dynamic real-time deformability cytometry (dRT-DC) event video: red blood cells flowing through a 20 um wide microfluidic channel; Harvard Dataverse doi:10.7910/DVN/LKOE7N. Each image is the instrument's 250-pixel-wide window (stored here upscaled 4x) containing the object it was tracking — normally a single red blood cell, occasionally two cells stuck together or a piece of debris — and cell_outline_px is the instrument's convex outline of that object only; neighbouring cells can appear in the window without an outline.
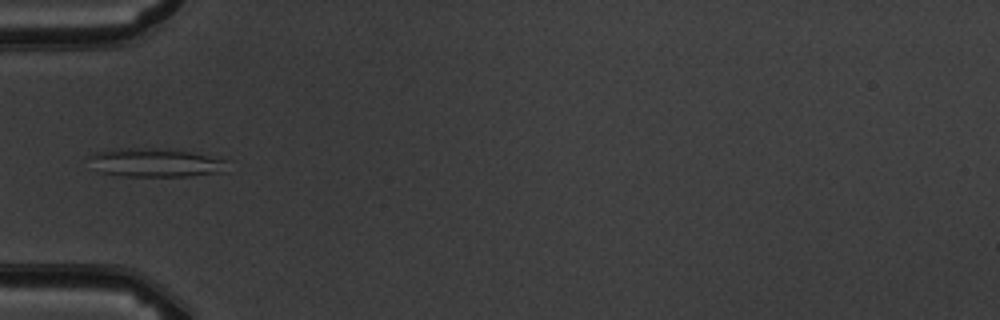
{"species": "common noctule bat (a hibernating species)", "species_latin": "Nyctalus noctula", "temperature_condition": "warm", "stored_images_in_passage": 6, "camera_frame_rate_fps": 3000, "um_per_image_px": 0.085, "animal": {"sex": "male", "body_mass_g": 19.5, "forearm_length_mm": 54.6}, "frame": {"image": 1, "passage_image": 4, "time_ms": 3.667, "image_size_px": [1000, 320], "cell_outline_px": [[232, 160], [228, 172], [188, 176], [124, 176], [100, 172], [88, 156], [96, 152], [116, 148], [156, 148], [220, 156]], "centroid_in_image_um": [13.41, 13.82], "position_along_channel_um": 71.6, "area_um2": 23.52}}